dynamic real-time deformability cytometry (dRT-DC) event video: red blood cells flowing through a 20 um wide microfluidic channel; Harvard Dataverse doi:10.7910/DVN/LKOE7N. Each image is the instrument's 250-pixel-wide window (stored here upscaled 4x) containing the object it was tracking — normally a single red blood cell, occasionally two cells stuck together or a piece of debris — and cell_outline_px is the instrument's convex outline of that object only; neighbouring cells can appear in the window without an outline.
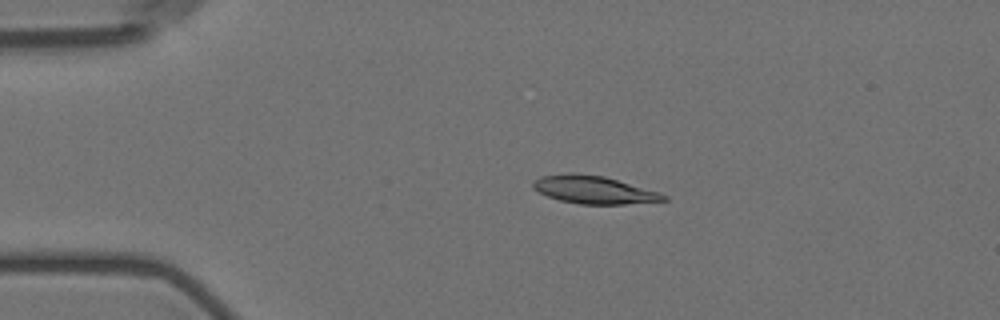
{"species": "Egyptian fruit bat (a non-hibernating species)", "species_latin": "Rousettus aegyptiacus", "temperature_condition": "room temperature", "stored_images_in_passage": 5, "camera_frame_rate_fps": 3000, "um_per_image_px": 0.085, "animal": {"sex": "female"}, "frame": {"image": 1, "passage_image": 3, "time_ms": 3.0, "image_size_px": [1000, 320], "cell_outline_px": [[668, 200], [624, 204], [580, 204], [560, 200], [548, 196], [532, 188], [532, 184], [540, 176], [568, 172], [572, 172], [604, 176], [660, 192], [668, 196]], "centroid_in_image_um": [50.48, 16.12], "position_along_channel_um": 34.5, "area_um2": 21.15}}